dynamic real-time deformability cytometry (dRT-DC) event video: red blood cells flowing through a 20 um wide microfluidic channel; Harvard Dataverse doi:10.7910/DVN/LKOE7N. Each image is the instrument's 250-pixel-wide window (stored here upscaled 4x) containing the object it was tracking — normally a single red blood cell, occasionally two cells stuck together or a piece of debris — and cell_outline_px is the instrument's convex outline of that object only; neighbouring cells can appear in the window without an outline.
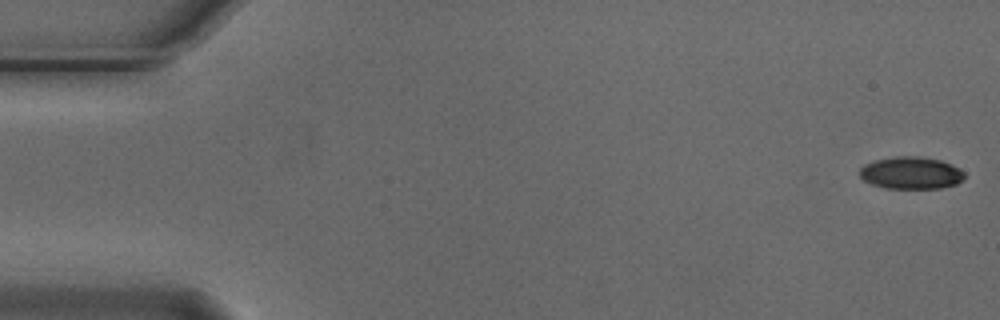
{"species": "Egyptian fruit bat (a non-hibernating species)", "species_latin": "Rousettus aegyptiacus", "temperature_condition": "cold", "stored_images_in_passage": 6, "segment_of_instrument_passage": [1, 2], "camera_frame_rate_fps": 3000, "um_per_image_px": 0.085, "animal": {"sex": "male"}, "frame": {"image": 1, "passage_image": 1, "time_ms": 0.0, "image_size_px": [1000, 320], "cell_outline_px": [[964, 180], [956, 184], [940, 188], [884, 188], [872, 184], [864, 180], [860, 176], [860, 168], [864, 164], [876, 160], [896, 156], [920, 156], [940, 160], [952, 164], [960, 168], [964, 172]], "centroid_in_image_um": [77.46, 14.69], "position_along_channel_um": 7.5, "area_um2": 19.77}}
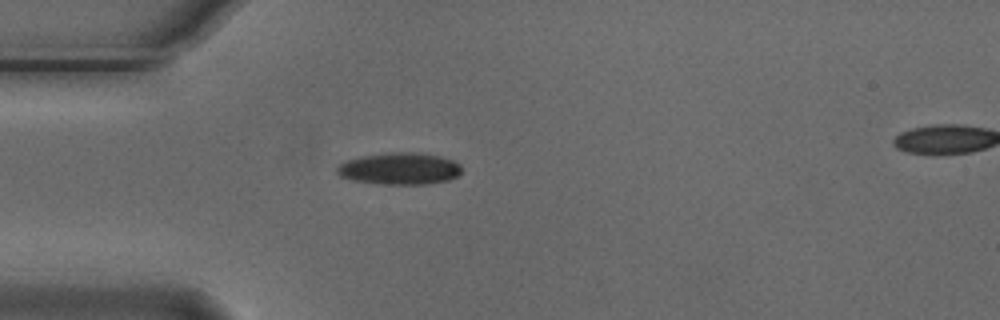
{"frame": {"image": 2, "passage_image": 5, "time_ms": 1.333, "image_size_px": [1000, 320], "cell_outline_px": [[460, 172], [456, 176], [448, 180], [428, 184], [384, 184], [352, 180], [340, 176], [336, 172], [336, 168], [344, 160], [360, 156], [388, 152], [420, 152], [440, 156], [452, 160], [460, 164]], "centroid_in_image_um": [33.93, 14.32], "position_along_channel_um": 51.1, "area_um2": 23.29}}